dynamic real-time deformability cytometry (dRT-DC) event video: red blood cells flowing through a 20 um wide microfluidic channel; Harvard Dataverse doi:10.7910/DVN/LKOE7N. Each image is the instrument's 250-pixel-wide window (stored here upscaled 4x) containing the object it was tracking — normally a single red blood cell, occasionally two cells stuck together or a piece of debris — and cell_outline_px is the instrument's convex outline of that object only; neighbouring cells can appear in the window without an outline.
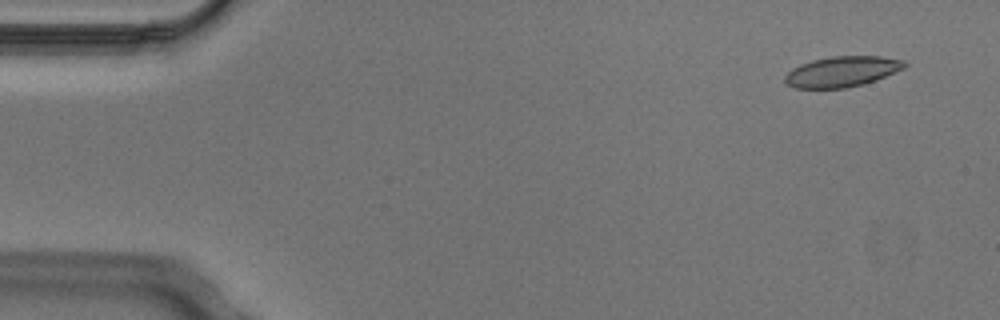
{"species": "Egyptian fruit bat (a non-hibernating species)", "species_latin": "Rousettus aegyptiacus", "temperature_condition": "cold", "stored_images_in_passage": 4, "camera_frame_rate_fps": 3000, "um_per_image_px": 0.085, "animal": {"sex": "male"}, "frame": {"image": 1, "passage_image": 1, "time_ms": 0.0, "image_size_px": [1000, 320], "cell_outline_px": [[908, 64], [904, 68], [876, 80], [844, 88], [796, 88], [788, 84], [784, 80], [784, 76], [792, 68], [800, 64], [812, 60], [832, 56], [880, 56], [904, 60]], "centroid_in_image_um": [71.57, 6.07], "position_along_channel_um": 13.4, "area_um2": 21.15}}
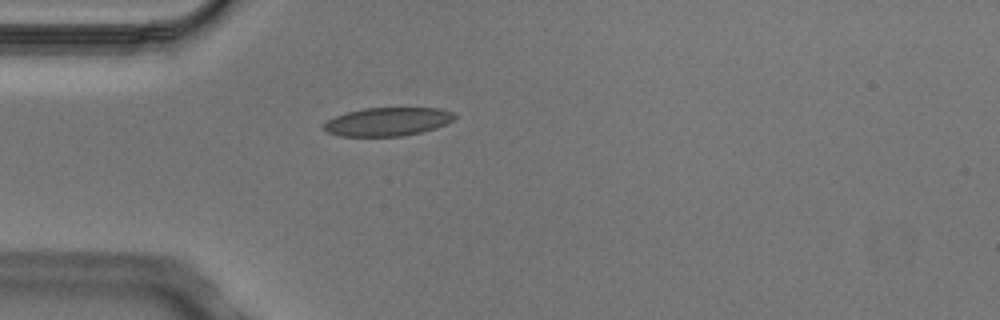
{"frame": {"image": 2, "passage_image": 4, "time_ms": 1.0, "image_size_px": [1000, 320], "cell_outline_px": [[456, 116], [448, 124], [436, 128], [404, 136], [340, 136], [328, 132], [324, 128], [324, 124], [328, 120], [336, 116], [348, 112], [364, 108], [440, 108], [452, 112]], "centroid_in_image_um": [32.98, 10.34], "position_along_channel_um": 52.0, "area_um2": 21.56}}